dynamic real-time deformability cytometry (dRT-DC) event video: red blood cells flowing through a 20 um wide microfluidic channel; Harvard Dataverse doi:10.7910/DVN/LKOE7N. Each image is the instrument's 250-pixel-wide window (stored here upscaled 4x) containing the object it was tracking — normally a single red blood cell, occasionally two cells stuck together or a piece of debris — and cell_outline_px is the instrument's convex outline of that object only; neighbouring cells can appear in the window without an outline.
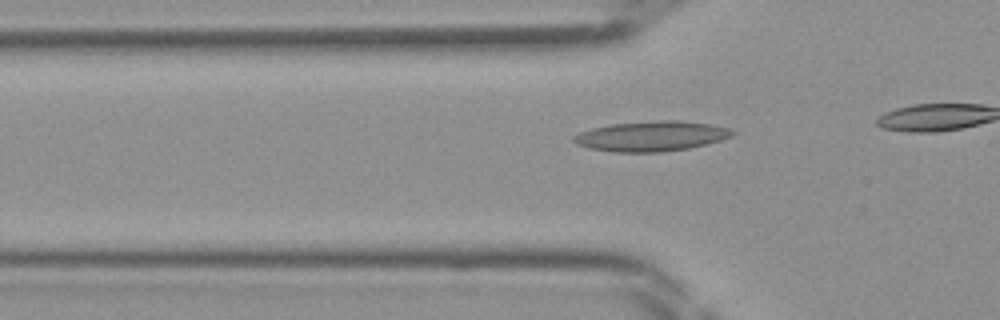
{"species": "Egyptian fruit bat (a non-hibernating species)", "species_latin": "Rousettus aegyptiacus", "temperature_condition": "room temperature", "stored_images_in_passage": 20, "camera_frame_rate_fps": 3000, "um_per_image_px": 0.085, "frame": {"image": 1, "passage_image": 12, "time_ms": 3.667, "image_size_px": [1000, 320], "cell_outline_px": [[736, 132], [732, 136], [720, 140], [688, 148], [660, 152], [612, 152], [588, 148], [576, 144], [572, 140], [572, 136], [580, 132], [592, 128], [612, 124], [660, 120], [676, 120], [708, 124], [728, 128]], "centroid_in_image_um": [55.31, 11.58], "position_along_channel_um": 70.5, "area_um2": 27.63}}